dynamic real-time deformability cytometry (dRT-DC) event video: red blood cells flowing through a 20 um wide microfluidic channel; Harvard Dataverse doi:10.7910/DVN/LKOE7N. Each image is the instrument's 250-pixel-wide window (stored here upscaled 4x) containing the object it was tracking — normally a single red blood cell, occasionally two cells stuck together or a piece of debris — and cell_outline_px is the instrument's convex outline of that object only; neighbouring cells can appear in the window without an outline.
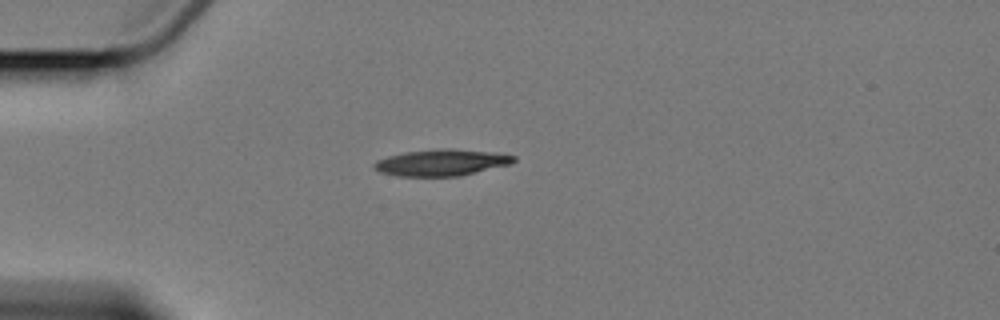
{"species": "Egyptian fruit bat (a non-hibernating species)", "species_latin": "Rousettus aegyptiacus", "temperature_condition": "cold", "stored_images_in_passage": 6, "camera_frame_rate_fps": 3000, "um_per_image_px": 0.085, "animal": {"sex": "female"}, "frame": {"image": 1, "passage_image": 6, "time_ms": 6.0, "image_size_px": [1000, 320], "cell_outline_px": [[516, 160], [512, 164], [460, 176], [396, 176], [380, 172], [372, 168], [372, 164], [376, 160], [388, 156], [404, 152], [440, 148], [452, 148], [488, 152], [516, 156]], "centroid_in_image_um": [37.49, 13.82], "position_along_channel_um": 47.5, "area_um2": 21.68}}